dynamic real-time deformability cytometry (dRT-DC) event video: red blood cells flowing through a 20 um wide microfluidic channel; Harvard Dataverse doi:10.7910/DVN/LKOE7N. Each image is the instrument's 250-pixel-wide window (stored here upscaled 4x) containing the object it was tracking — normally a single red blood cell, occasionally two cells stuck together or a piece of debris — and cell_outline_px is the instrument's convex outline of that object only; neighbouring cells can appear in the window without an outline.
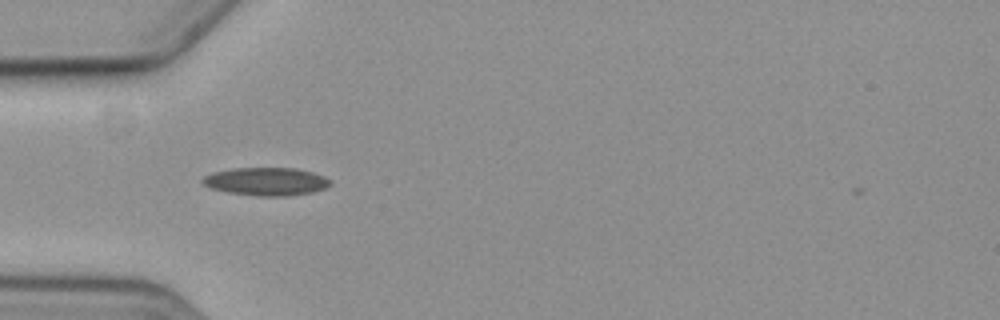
{"species": "common noctule bat (a hibernating species)", "species_latin": "Nyctalus noctula", "temperature_condition": "cold", "stored_images_in_passage": 6, "camera_frame_rate_fps": 3000, "um_per_image_px": 0.085, "animal": {"sex": "female", "body_mass_g": 19.3, "forearm_length_mm": 54.1}, "frame": {"image": 1, "passage_image": 6, "time_ms": 5.667, "image_size_px": [1000, 320], "cell_outline_px": [[332, 184], [324, 188], [312, 192], [288, 196], [260, 196], [228, 192], [212, 188], [204, 184], [200, 180], [204, 176], [212, 172], [232, 168], [296, 168], [312, 172], [324, 176], [332, 180]], "centroid_in_image_um": [22.64, 15.42], "position_along_channel_um": 62.4, "area_um2": 20.87}}